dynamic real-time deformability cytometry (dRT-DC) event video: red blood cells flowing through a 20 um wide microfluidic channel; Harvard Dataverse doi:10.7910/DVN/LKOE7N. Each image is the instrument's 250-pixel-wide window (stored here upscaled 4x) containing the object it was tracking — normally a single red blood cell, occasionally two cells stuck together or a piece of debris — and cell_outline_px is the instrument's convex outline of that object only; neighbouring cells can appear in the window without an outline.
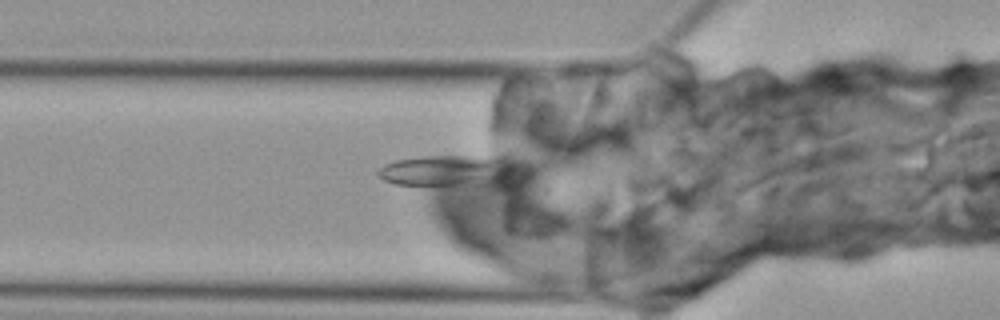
{"species": "Egyptian fruit bat (a non-hibernating species)", "species_latin": "Rousettus aegyptiacus", "temperature_condition": "cold", "stored_images_in_passage": 5, "camera_frame_rate_fps": 3000, "um_per_image_px": 0.085, "animal": {"sex": "female"}, "frame": {"image": 1, "passage_image": 5, "time_ms": 6.0, "image_size_px": [1000, 320], "cell_outline_px": [[504, 164], [452, 184], [396, 184], [384, 180], [376, 172], [384, 164], [396, 160], [424, 156], [480, 156], [500, 160]], "centroid_in_image_um": [37.04, 14.4], "position_along_channel_um": 88.8, "area_um2": 19.42}}